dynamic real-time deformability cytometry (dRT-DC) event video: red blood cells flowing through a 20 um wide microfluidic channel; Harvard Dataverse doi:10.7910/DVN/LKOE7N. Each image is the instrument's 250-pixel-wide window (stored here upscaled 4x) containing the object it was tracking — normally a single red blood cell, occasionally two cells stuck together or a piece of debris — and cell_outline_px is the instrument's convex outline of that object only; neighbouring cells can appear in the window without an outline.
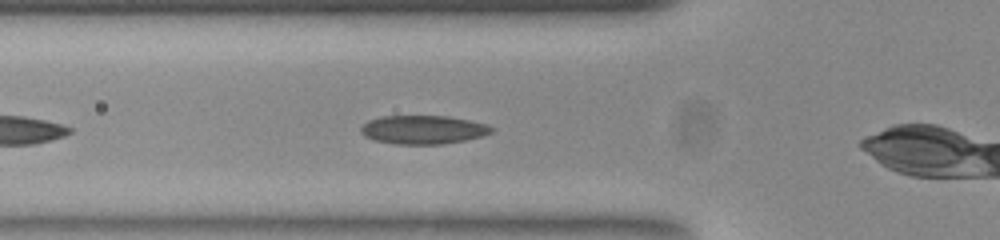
{"species": "common noctule bat (a hibernating species)", "species_latin": "Nyctalus noctula", "temperature_condition": "room temperature", "stored_images_in_passage": 33, "camera_frame_rate_fps": 3000, "um_per_image_px": 0.085, "animal": {"sex": "female", "body_mass_g": 23.0, "forearm_length_mm": 53.4}, "frame": {"image": 1, "passage_image": 8, "time_ms": 2.333, "image_size_px": [1000, 240], "cell_outline_px": [[492, 132], [480, 136], [464, 140], [444, 144], [396, 144], [376, 140], [364, 136], [360, 132], [360, 128], [368, 120], [380, 116], [448, 116], [468, 120], [484, 124], [492, 128]], "centroid_in_image_um": [35.91, 11.02], "position_along_channel_um": 89.9, "area_um2": 21.56}}
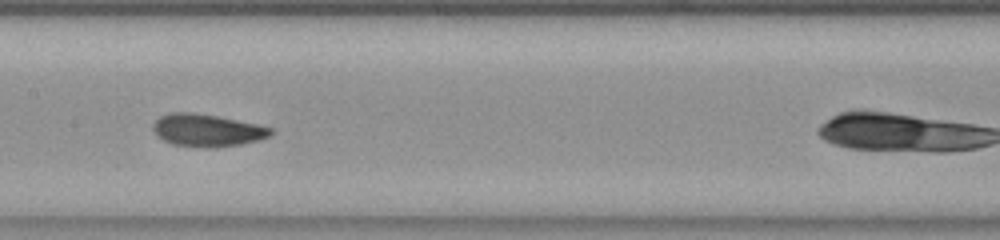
{"frame": {"image": 2, "passage_image": 16, "time_ms": 5.0, "image_size_px": [1000, 240], "cell_outline_px": [[272, 132], [268, 136], [256, 140], [240, 144], [216, 148], [208, 148], [172, 144], [164, 140], [152, 128], [156, 120], [160, 116], [172, 112], [192, 112], [216, 116], [256, 124], [272, 128]], "centroid_in_image_um": [17.58, 11.07], "position_along_channel_um": 189.8, "area_um2": 21.85}}
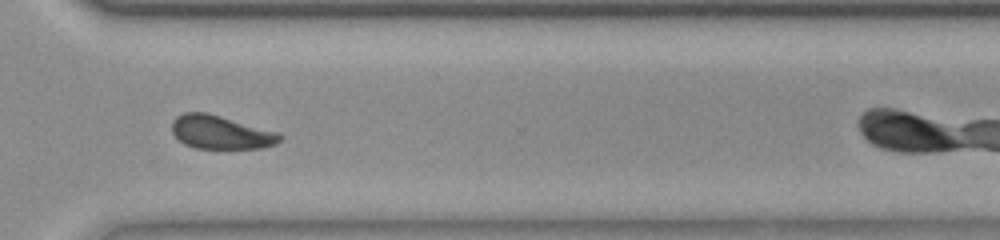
{"frame": {"image": 3, "passage_image": 29, "time_ms": 9.333, "image_size_px": [1000, 240], "cell_outline_px": [[284, 136], [276, 144], [260, 148], [196, 148], [184, 144], [172, 132], [172, 120], [176, 116], [184, 112], [208, 112], [276, 132]], "centroid_in_image_um": [18.74, 11.23], "position_along_channel_um": 351.9, "area_um2": 20.92}}